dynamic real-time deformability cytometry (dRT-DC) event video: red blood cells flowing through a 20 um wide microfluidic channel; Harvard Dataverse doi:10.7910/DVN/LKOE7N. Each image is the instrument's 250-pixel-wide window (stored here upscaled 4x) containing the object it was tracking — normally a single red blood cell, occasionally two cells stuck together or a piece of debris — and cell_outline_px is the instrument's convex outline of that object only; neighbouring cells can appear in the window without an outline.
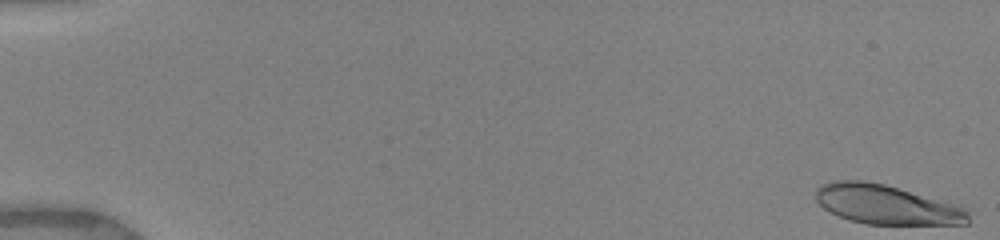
{"species": "human", "species_latin": "Homo sapiens", "temperature_condition": "warm", "stored_images_in_passage": 34, "camera_frame_rate_fps": 3000, "um_per_image_px": 0.085, "donor": {"sex": "female"}, "frame": {"image": 1, "passage_image": 1, "time_ms": 0.0, "image_size_px": [1000, 240], "cell_outline_px": [[972, 208], [968, 224], [864, 224], [848, 220], [828, 212], [816, 200], [816, 188], [820, 184], [832, 180], [864, 180], [884, 184], [960, 204]], "centroid_in_image_um": [75.41, 17.38], "position_along_channel_um": 9.6, "area_um2": 35.84}}
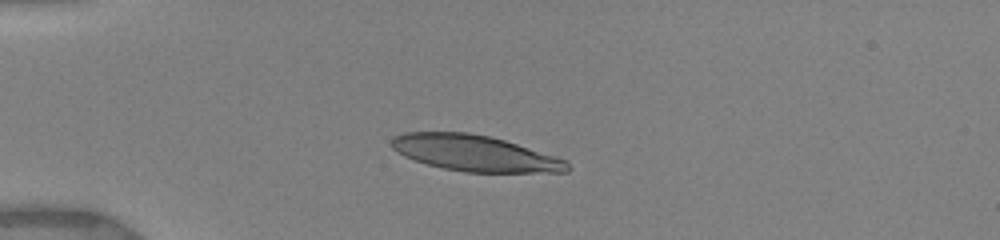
{"frame": {"image": 2, "passage_image": 15, "time_ms": 4.333, "image_size_px": [1000, 240], "cell_outline_px": [[572, 168], [568, 172], [464, 172], [444, 168], [428, 164], [404, 156], [396, 152], [388, 144], [392, 136], [404, 132], [468, 132], [488, 136], [504, 140], [556, 156], [568, 160]], "centroid_in_image_um": [40.35, 13.02], "position_along_channel_um": 44.6, "area_um2": 37.05}}